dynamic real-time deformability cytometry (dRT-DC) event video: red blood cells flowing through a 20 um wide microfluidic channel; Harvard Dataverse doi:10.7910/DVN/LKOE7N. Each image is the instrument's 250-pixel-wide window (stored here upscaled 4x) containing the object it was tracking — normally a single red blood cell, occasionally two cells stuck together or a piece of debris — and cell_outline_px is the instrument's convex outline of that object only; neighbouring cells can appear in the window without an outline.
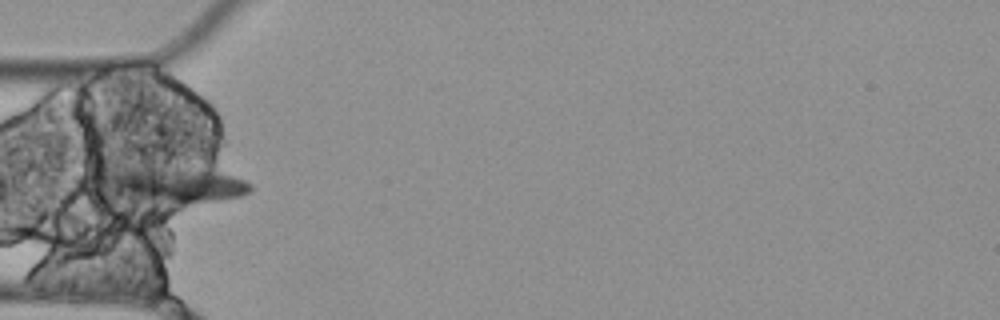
{"species": "Egyptian fruit bat (a non-hibernating species)", "species_latin": "Rousettus aegyptiacus", "temperature_condition": "cold", "stored_images_in_passage": 7, "segment_of_instrument_passage": [2, 2], "camera_frame_rate_fps": 3000, "um_per_image_px": 0.085, "animal": {"sex": "female"}, "frame": {"image": 1, "passage_image": 6, "time_ms": 1.667, "image_size_px": [1000, 320], "cell_outline_px": [[252, 188], [248, 192], [240, 196], [176, 208], [112, 208], [100, 200], [96, 196], [92, 184], [92, 172], [124, 164], [180, 168], [216, 172], [232, 176], [244, 180], [252, 184]], "centroid_in_image_um": [13.89, 15.87], "position_along_channel_um": 71.1, "area_um2": 38.9}}